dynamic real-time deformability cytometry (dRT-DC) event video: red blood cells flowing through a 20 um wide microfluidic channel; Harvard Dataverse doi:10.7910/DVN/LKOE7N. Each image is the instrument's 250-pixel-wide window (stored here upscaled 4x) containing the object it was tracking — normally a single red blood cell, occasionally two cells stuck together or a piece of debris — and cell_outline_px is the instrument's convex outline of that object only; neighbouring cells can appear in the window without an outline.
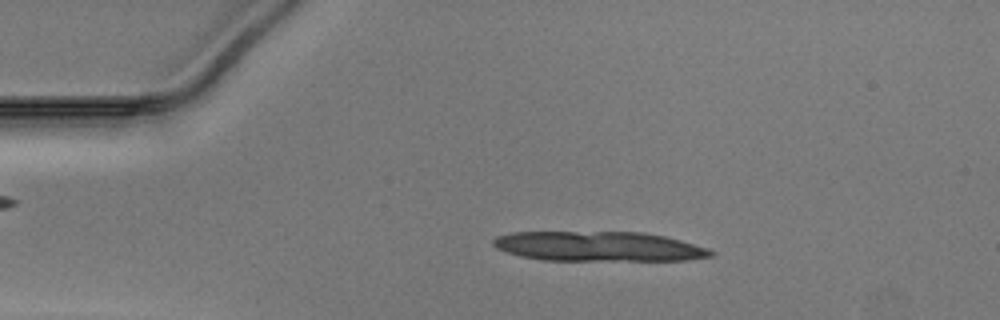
{"species": "Egyptian fruit bat (a non-hibernating species)", "species_latin": "Rousettus aegyptiacus", "temperature_condition": "warm", "stored_images_in_passage": 13, "camera_frame_rate_fps": 3000, "um_per_image_px": 0.085, "animal": {"sex": "male"}, "frame": {"image": 1, "passage_image": 8, "time_ms": 2.333, "image_size_px": [1000, 320], "cell_outline_px": [[716, 252], [712, 256], [688, 260], [544, 260], [524, 256], [508, 252], [496, 248], [492, 244], [492, 240], [496, 236], [512, 232], [644, 232], [664, 236], [680, 240], [708, 248]], "centroid_in_image_um": [50.91, 20.94], "position_along_channel_um": 34.1, "area_um2": 37.69}}